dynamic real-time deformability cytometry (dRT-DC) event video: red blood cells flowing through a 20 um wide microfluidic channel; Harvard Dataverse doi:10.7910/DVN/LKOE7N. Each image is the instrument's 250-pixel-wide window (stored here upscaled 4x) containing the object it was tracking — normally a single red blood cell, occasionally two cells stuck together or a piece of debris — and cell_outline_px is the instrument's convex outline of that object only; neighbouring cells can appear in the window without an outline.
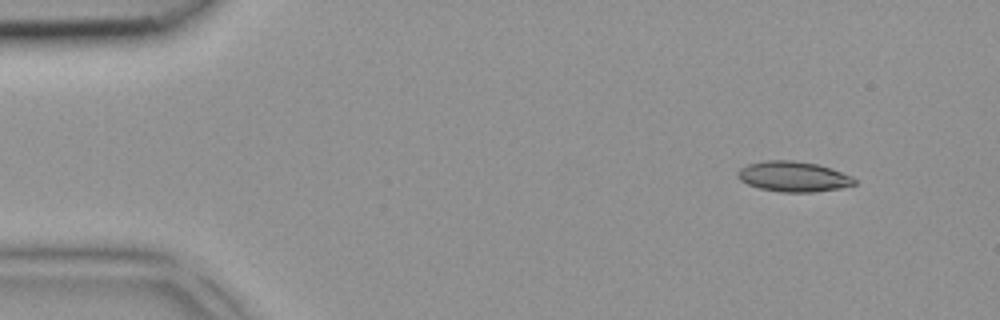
{"species": "common noctule bat (a hibernating species)", "species_latin": "Nyctalus noctula", "temperature_condition": "room temperature", "stored_images_in_passage": 4, "camera_frame_rate_fps": 3000, "um_per_image_px": 0.085, "animal": {"sex": "female", "body_mass_g": 18.4}, "frame": {"image": 1, "passage_image": 2, "time_ms": 0.333, "image_size_px": [1000, 320], "cell_outline_px": [[856, 184], [840, 188], [816, 192], [780, 192], [760, 188], [748, 184], [740, 180], [736, 176], [736, 172], [740, 168], [748, 164], [764, 160], [792, 160], [816, 164], [832, 168], [852, 176], [856, 180]], "centroid_in_image_um": [67.43, 15.0], "position_along_channel_um": 17.6, "area_um2": 20.75}}